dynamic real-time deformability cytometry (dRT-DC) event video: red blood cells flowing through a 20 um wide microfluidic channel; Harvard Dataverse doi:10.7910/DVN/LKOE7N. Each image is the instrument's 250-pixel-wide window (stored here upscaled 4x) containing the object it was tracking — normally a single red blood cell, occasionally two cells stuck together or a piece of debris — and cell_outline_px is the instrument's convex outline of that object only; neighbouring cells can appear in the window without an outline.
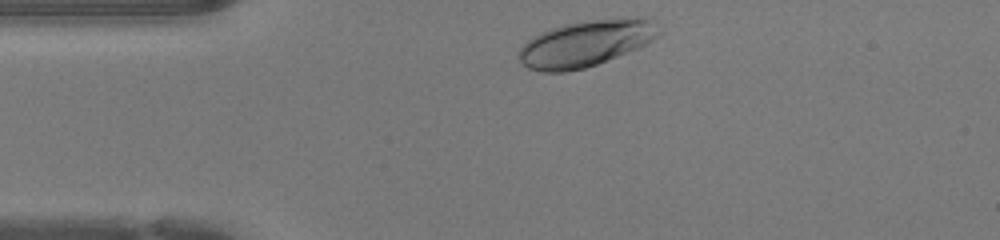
{"species": "human", "species_latin": "Homo sapiens", "temperature_condition": "warm", "stored_images_in_passage": 29, "camera_frame_rate_fps": 3000, "um_per_image_px": 0.085, "donor": {"sex": "female"}, "frame": {"image": 1, "passage_image": 1, "time_ms": 0.0, "image_size_px": [1000, 240], "cell_outline_px": [[660, 36], [636, 48], [596, 64], [584, 68], [564, 72], [540, 72], [528, 68], [516, 56], [520, 48], [532, 36], [548, 28], [564, 24], [596, 20], [652, 20], [660, 32]], "centroid_in_image_um": [49.67, 3.73], "position_along_channel_um": 35.3, "area_um2": 36.7}}
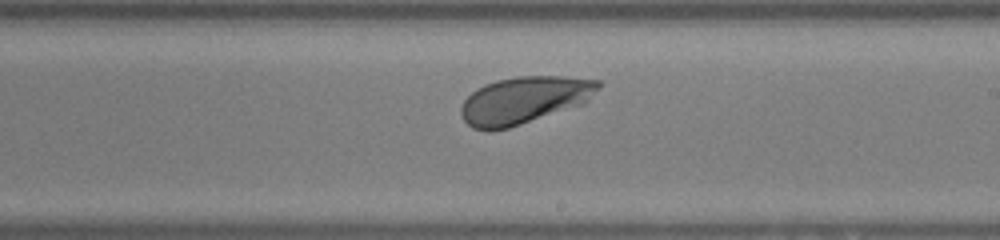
{"frame": {"image": 2, "passage_image": 18, "time_ms": 5.667, "image_size_px": [1000, 240], "cell_outline_px": [[604, 84], [584, 104], [508, 128], [492, 132], [488, 132], [472, 128], [464, 120], [460, 112], [460, 108], [464, 100], [476, 88], [484, 84], [496, 80], [516, 76], [564, 76], [600, 80]], "centroid_in_image_um": [44.56, 8.51], "position_along_channel_um": 244.4, "area_um2": 38.15}}
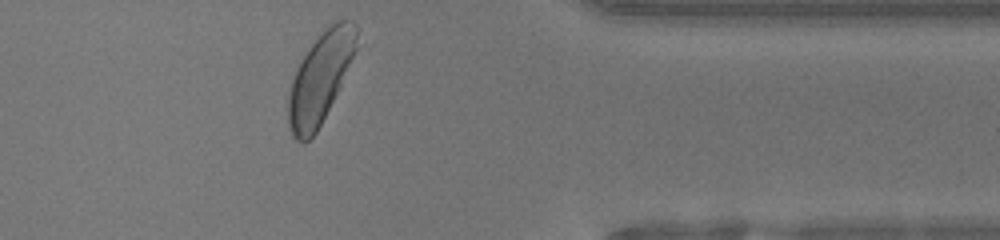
{"frame": {"image": 3, "passage_image": 29, "time_ms": 9.333, "image_size_px": [1000, 240], "cell_outline_px": [[364, 44], [316, 132], [304, 144], [296, 140], [292, 136], [288, 128], [288, 96], [292, 80], [296, 68], [300, 60], [308, 48], [324, 28], [328, 24], [336, 20], [352, 20], [360, 28]], "centroid_in_image_um": [27.34, 6.51], "position_along_channel_um": 384.1, "area_um2": 37.69}, "authors_computed_cell_mechanics": {"area_um2": 37.0498, "velocity_mm_per_s": 4.2766, "shape_relaxation_time_tau1_ms": 1.3221, "shape_relaxation_time_tau2_ms": null, "deformation_change_tau1": 0.1099, "deformation_change_tau2": null}}